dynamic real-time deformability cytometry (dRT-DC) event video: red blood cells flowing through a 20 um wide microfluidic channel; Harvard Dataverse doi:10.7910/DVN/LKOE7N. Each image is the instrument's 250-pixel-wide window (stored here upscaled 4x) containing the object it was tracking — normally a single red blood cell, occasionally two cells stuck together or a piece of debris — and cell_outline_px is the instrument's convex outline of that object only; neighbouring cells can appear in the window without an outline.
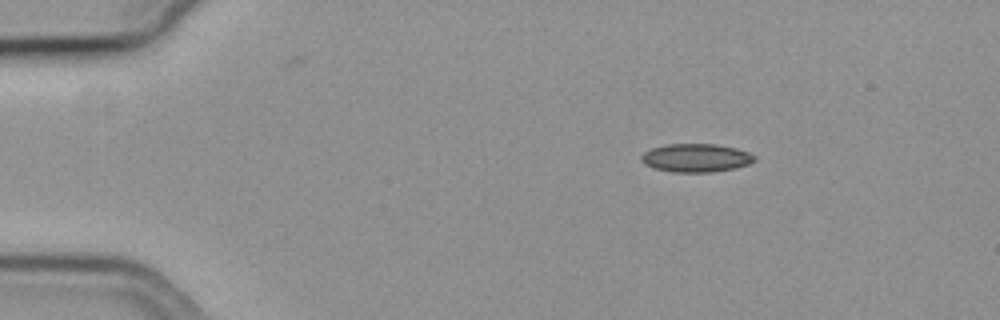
{"species": "common noctule bat (a hibernating species)", "species_latin": "Nyctalus noctula", "temperature_condition": "cold", "stored_images_in_passage": 47, "camera_frame_rate_fps": 3000, "um_per_image_px": 0.085, "animal": {"sex": "female", "body_mass_g": 19.3, "forearm_length_mm": 54.1}, "frame": {"image": 1, "passage_image": 1, "time_ms": 0.0, "image_size_px": [1000, 320], "cell_outline_px": [[756, 160], [748, 164], [736, 168], [712, 172], [672, 172], [652, 168], [644, 164], [640, 160], [640, 156], [644, 152], [652, 148], [668, 144], [716, 144], [736, 148], [748, 152], [756, 156]], "centroid_in_image_um": [59.15, 13.42], "position_along_channel_um": 25.9, "area_um2": 18.84}}
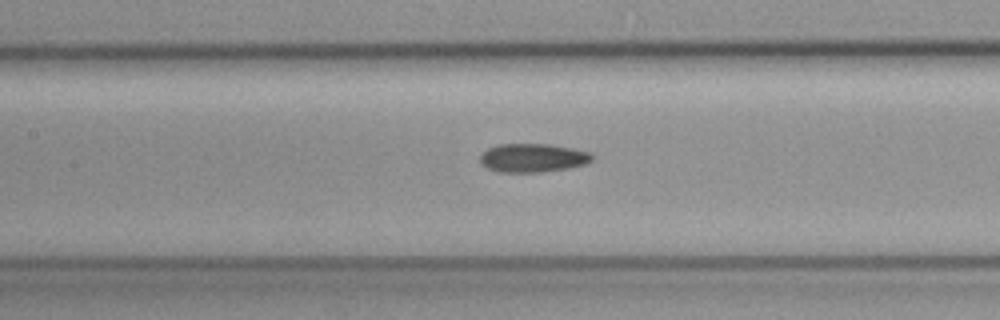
{"frame": {"image": 2, "passage_image": 18, "time_ms": 5.667, "image_size_px": [1000, 320], "cell_outline_px": [[592, 160], [584, 164], [568, 168], [540, 172], [496, 172], [480, 164], [480, 156], [488, 148], [500, 144], [548, 144], [572, 148], [592, 152]], "centroid_in_image_um": [45.27, 13.42], "position_along_channel_um": 162.1, "area_um2": 18.67}}
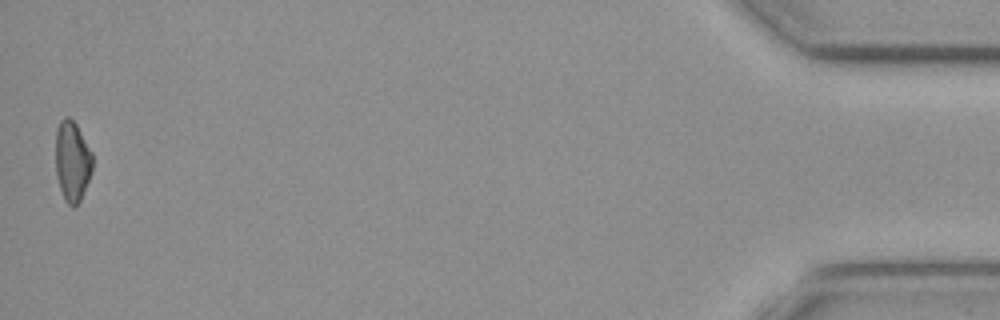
{"frame": {"image": 3, "passage_image": 47, "time_ms": 15.333, "image_size_px": [1000, 320], "cell_outline_px": [[92, 172], [80, 200], [72, 208], [64, 200], [56, 176], [56, 128], [60, 120], [64, 116], [68, 116], [76, 124], [92, 152]], "centroid_in_image_um": [6.13, 13.69], "position_along_channel_um": 429.1, "area_um2": 17.34}, "authors_computed_cell_mechanics": {"area_um2": 18.496, "velocity_mm_per_s": 3.7637, "shape_relaxation_time_tau1_ms": 3.2995, "shape_relaxation_time_tau2_ms": 4.5507, "deformation_change_tau1": 0.0956, "deformation_change_tau2": 0.114}}